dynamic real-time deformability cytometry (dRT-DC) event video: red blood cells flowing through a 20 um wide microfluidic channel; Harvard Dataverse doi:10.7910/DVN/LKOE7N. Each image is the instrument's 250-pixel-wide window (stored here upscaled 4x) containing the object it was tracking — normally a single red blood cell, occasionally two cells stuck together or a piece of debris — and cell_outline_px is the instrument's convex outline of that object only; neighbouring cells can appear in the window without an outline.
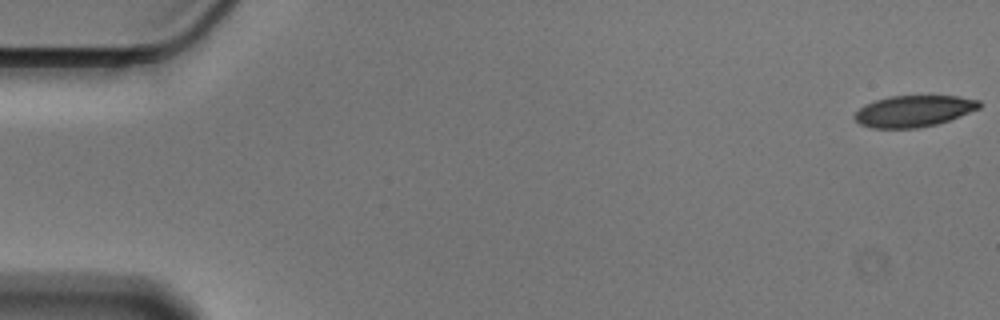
{"species": "Egyptian fruit bat (a non-hibernating species)", "species_latin": "Rousettus aegyptiacus", "temperature_condition": "cold", "stored_images_in_passage": 53, "camera_frame_rate_fps": 3000, "um_per_image_px": 0.085, "animal": {"sex": "male"}, "frame": {"image": 1, "passage_image": 1, "time_ms": 0.0, "image_size_px": [1000, 320], "cell_outline_px": [[980, 108], [960, 116], [936, 124], [916, 128], [872, 128], [860, 124], [852, 116], [864, 104], [888, 96], [960, 96], [980, 100]], "centroid_in_image_um": [77.65, 9.44], "position_along_channel_um": 7.3, "area_um2": 22.77}}
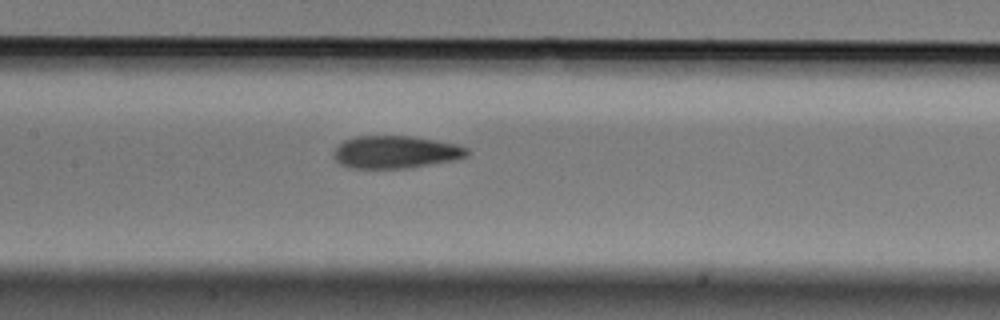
{"frame": {"image": 2, "passage_image": 27, "time_ms": 8.667, "image_size_px": [1000, 320], "cell_outline_px": [[468, 156], [456, 160], [412, 168], [348, 168], [340, 164], [332, 156], [332, 152], [344, 140], [356, 136], [412, 136], [436, 140], [456, 144], [468, 148]], "centroid_in_image_um": [33.63, 12.93], "position_along_channel_um": 173.8, "area_um2": 25.61}}
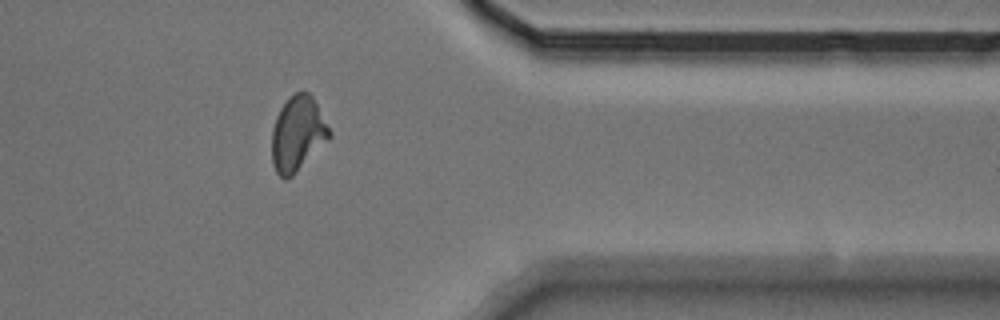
{"frame": {"image": 3, "passage_image": 46, "time_ms": 15.0, "image_size_px": [1000, 320], "cell_outline_px": [[332, 136], [288, 180], [284, 180], [276, 172], [272, 164], [272, 128], [276, 116], [280, 108], [288, 96], [296, 92], [308, 92], [312, 96], [332, 132]], "centroid_in_image_um": [25.28, 11.37], "position_along_channel_um": 386.1, "area_um2": 25.2}}